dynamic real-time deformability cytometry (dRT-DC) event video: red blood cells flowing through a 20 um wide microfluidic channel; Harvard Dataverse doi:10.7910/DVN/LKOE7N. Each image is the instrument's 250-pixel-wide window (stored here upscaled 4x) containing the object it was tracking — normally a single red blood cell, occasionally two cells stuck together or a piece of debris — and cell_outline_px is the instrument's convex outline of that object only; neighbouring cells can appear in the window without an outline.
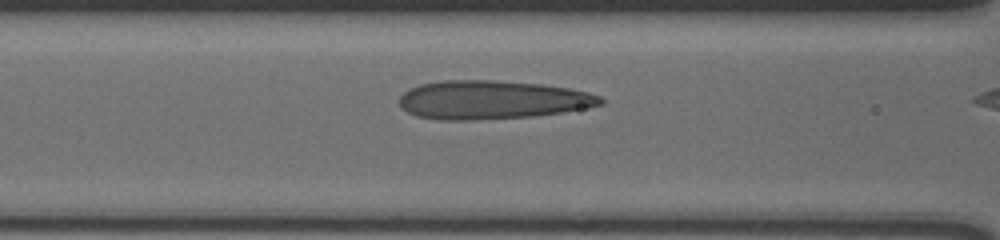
{"species": "human", "species_latin": "Homo sapiens", "temperature_condition": "cold", "stored_images_in_passage": 15, "camera_frame_rate_fps": 3000, "um_per_image_px": 0.085, "donor": {"sex": "male"}, "frame": {"image": 1, "passage_image": 13, "time_ms": 4.0, "image_size_px": [1000, 240], "cell_outline_px": [[604, 104], [560, 112], [532, 116], [468, 120], [440, 120], [416, 116], [408, 112], [400, 104], [400, 96], [408, 88], [420, 84], [444, 80], [496, 80], [544, 84], [568, 88], [588, 92], [600, 96], [604, 100]], "centroid_in_image_um": [41.8, 8.47], "position_along_channel_um": 124.8, "area_um2": 45.14}}